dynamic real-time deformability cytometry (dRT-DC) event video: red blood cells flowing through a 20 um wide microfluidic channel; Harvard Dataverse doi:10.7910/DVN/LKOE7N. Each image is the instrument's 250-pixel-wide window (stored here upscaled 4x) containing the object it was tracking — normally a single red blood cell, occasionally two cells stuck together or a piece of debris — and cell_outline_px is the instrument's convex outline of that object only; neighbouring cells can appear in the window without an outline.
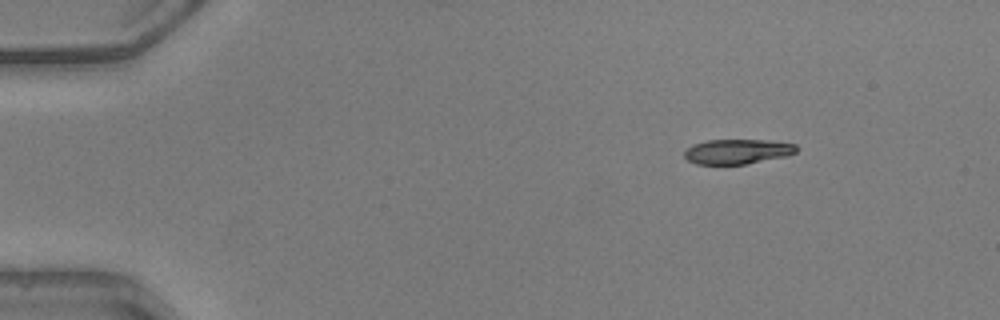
{"species": "common noctule bat (a hibernating species)", "species_latin": "Nyctalus noctula", "temperature_condition": "warm", "stored_images_in_passage": 44, "camera_frame_rate_fps": 3000, "um_per_image_px": 0.085, "animal": {"sex": "male", "body_mass_g": 20.5, "forearm_length_mm": 52.5}, "frame": {"image": 1, "passage_image": 1, "time_ms": 0.0, "image_size_px": [1000, 320], "cell_outline_px": [[796, 152], [788, 156], [744, 164], [696, 164], [688, 160], [684, 156], [684, 152], [692, 144], [708, 140], [764, 140], [796, 144]], "centroid_in_image_um": [62.67, 12.88], "position_along_channel_um": 22.3, "area_um2": 16.13}}
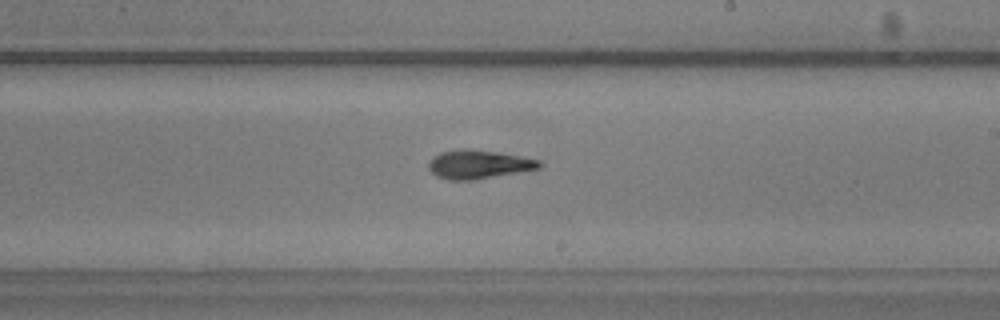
{"frame": {"image": 2, "passage_image": 24, "time_ms": 7.667, "image_size_px": [1000, 320], "cell_outline_px": [[540, 168], [472, 180], [448, 180], [436, 176], [428, 168], [428, 164], [432, 156], [440, 152], [464, 148], [496, 152], [520, 156], [540, 160]], "centroid_in_image_um": [40.62, 13.97], "position_along_channel_um": 248.4, "area_um2": 18.32}}
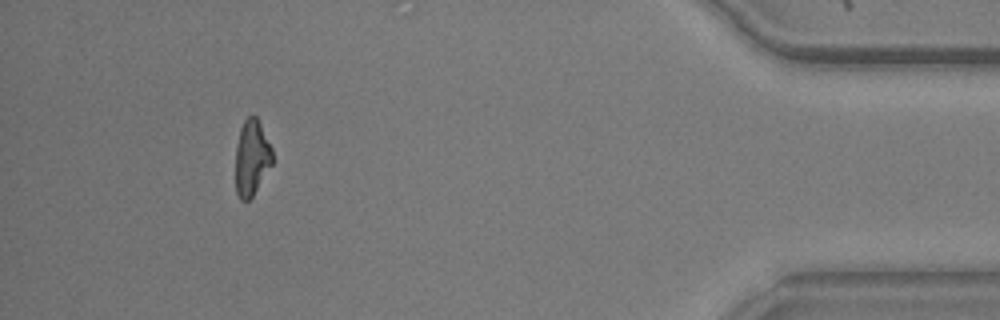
{"frame": {"image": 3, "passage_image": 40, "time_ms": 13.0, "image_size_px": [1000, 320], "cell_outline_px": [[272, 164], [252, 196], [248, 200], [240, 200], [236, 192], [236, 148], [240, 128], [244, 120], [248, 116], [256, 116], [272, 148]], "centroid_in_image_um": [21.39, 13.4], "position_along_channel_um": 413.8, "area_um2": 16.01}, "authors_computed_cell_mechanics": {"area_um2": 17.8313, "velocity_mm_per_s": 4.1605, "shape_relaxation_time_tau1_ms": 6.27, "shape_relaxation_time_tau2_ms": 3.0483, "deformation_change_tau1": 0.227, "deformation_change_tau2": 0.1008}}